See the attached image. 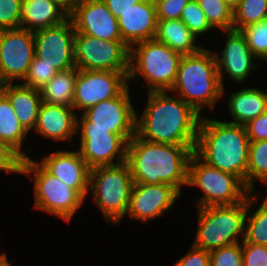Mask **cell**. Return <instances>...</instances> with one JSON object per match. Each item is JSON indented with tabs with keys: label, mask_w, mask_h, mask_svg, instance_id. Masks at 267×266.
<instances>
[{
	"label": "cell",
	"mask_w": 267,
	"mask_h": 266,
	"mask_svg": "<svg viewBox=\"0 0 267 266\" xmlns=\"http://www.w3.org/2000/svg\"><path fill=\"white\" fill-rule=\"evenodd\" d=\"M166 92H148L146 109L136 118V135L154 143L196 145L201 114Z\"/></svg>",
	"instance_id": "cell-1"
},
{
	"label": "cell",
	"mask_w": 267,
	"mask_h": 266,
	"mask_svg": "<svg viewBox=\"0 0 267 266\" xmlns=\"http://www.w3.org/2000/svg\"><path fill=\"white\" fill-rule=\"evenodd\" d=\"M195 146L154 143L135 134L128 141L126 155L133 183H165L181 193V187L188 184V164Z\"/></svg>",
	"instance_id": "cell-2"
},
{
	"label": "cell",
	"mask_w": 267,
	"mask_h": 266,
	"mask_svg": "<svg viewBox=\"0 0 267 266\" xmlns=\"http://www.w3.org/2000/svg\"><path fill=\"white\" fill-rule=\"evenodd\" d=\"M246 127L201 117L194 153L207 165L237 176L247 187Z\"/></svg>",
	"instance_id": "cell-3"
},
{
	"label": "cell",
	"mask_w": 267,
	"mask_h": 266,
	"mask_svg": "<svg viewBox=\"0 0 267 266\" xmlns=\"http://www.w3.org/2000/svg\"><path fill=\"white\" fill-rule=\"evenodd\" d=\"M171 91L177 92L199 114L206 105L213 110L224 93L214 53L202 48L194 54L182 55Z\"/></svg>",
	"instance_id": "cell-4"
},
{
	"label": "cell",
	"mask_w": 267,
	"mask_h": 266,
	"mask_svg": "<svg viewBox=\"0 0 267 266\" xmlns=\"http://www.w3.org/2000/svg\"><path fill=\"white\" fill-rule=\"evenodd\" d=\"M257 202L256 195L235 205L198 207V228L193 245L212 251L244 240L245 222L250 207Z\"/></svg>",
	"instance_id": "cell-5"
},
{
	"label": "cell",
	"mask_w": 267,
	"mask_h": 266,
	"mask_svg": "<svg viewBox=\"0 0 267 266\" xmlns=\"http://www.w3.org/2000/svg\"><path fill=\"white\" fill-rule=\"evenodd\" d=\"M181 58L180 53L155 38L135 43L130 47L128 81L140 75L148 83V92H170L177 79Z\"/></svg>",
	"instance_id": "cell-6"
},
{
	"label": "cell",
	"mask_w": 267,
	"mask_h": 266,
	"mask_svg": "<svg viewBox=\"0 0 267 266\" xmlns=\"http://www.w3.org/2000/svg\"><path fill=\"white\" fill-rule=\"evenodd\" d=\"M133 179L128 164L91 168L89 189L104 219L112 224L120 223L129 207Z\"/></svg>",
	"instance_id": "cell-7"
},
{
	"label": "cell",
	"mask_w": 267,
	"mask_h": 266,
	"mask_svg": "<svg viewBox=\"0 0 267 266\" xmlns=\"http://www.w3.org/2000/svg\"><path fill=\"white\" fill-rule=\"evenodd\" d=\"M202 192L198 207L235 205L243 202L251 192L235 175L207 165L195 153L188 164V184Z\"/></svg>",
	"instance_id": "cell-8"
},
{
	"label": "cell",
	"mask_w": 267,
	"mask_h": 266,
	"mask_svg": "<svg viewBox=\"0 0 267 266\" xmlns=\"http://www.w3.org/2000/svg\"><path fill=\"white\" fill-rule=\"evenodd\" d=\"M31 173L34 174L35 208L70 222L85 199L28 156L22 159L21 174L30 176Z\"/></svg>",
	"instance_id": "cell-9"
},
{
	"label": "cell",
	"mask_w": 267,
	"mask_h": 266,
	"mask_svg": "<svg viewBox=\"0 0 267 266\" xmlns=\"http://www.w3.org/2000/svg\"><path fill=\"white\" fill-rule=\"evenodd\" d=\"M75 66L129 74L130 47L122 40L98 39L75 31Z\"/></svg>",
	"instance_id": "cell-10"
},
{
	"label": "cell",
	"mask_w": 267,
	"mask_h": 266,
	"mask_svg": "<svg viewBox=\"0 0 267 266\" xmlns=\"http://www.w3.org/2000/svg\"><path fill=\"white\" fill-rule=\"evenodd\" d=\"M129 94L128 86L119 96L87 108L80 119L77 117V134L79 127L109 129L113 134H136L138 116Z\"/></svg>",
	"instance_id": "cell-11"
},
{
	"label": "cell",
	"mask_w": 267,
	"mask_h": 266,
	"mask_svg": "<svg viewBox=\"0 0 267 266\" xmlns=\"http://www.w3.org/2000/svg\"><path fill=\"white\" fill-rule=\"evenodd\" d=\"M35 57L57 71L75 68V30L68 17L62 23L33 32Z\"/></svg>",
	"instance_id": "cell-12"
},
{
	"label": "cell",
	"mask_w": 267,
	"mask_h": 266,
	"mask_svg": "<svg viewBox=\"0 0 267 266\" xmlns=\"http://www.w3.org/2000/svg\"><path fill=\"white\" fill-rule=\"evenodd\" d=\"M33 31L24 28L0 30V72L6 83L24 80L33 60Z\"/></svg>",
	"instance_id": "cell-13"
},
{
	"label": "cell",
	"mask_w": 267,
	"mask_h": 266,
	"mask_svg": "<svg viewBox=\"0 0 267 266\" xmlns=\"http://www.w3.org/2000/svg\"><path fill=\"white\" fill-rule=\"evenodd\" d=\"M128 83V74L122 72L78 69L73 108L85 111L101 101L119 96Z\"/></svg>",
	"instance_id": "cell-14"
},
{
	"label": "cell",
	"mask_w": 267,
	"mask_h": 266,
	"mask_svg": "<svg viewBox=\"0 0 267 266\" xmlns=\"http://www.w3.org/2000/svg\"><path fill=\"white\" fill-rule=\"evenodd\" d=\"M80 128L81 147L78 151L90 168L126 161L128 141L135 134H113L109 129ZM115 158H118L117 163L113 161Z\"/></svg>",
	"instance_id": "cell-15"
},
{
	"label": "cell",
	"mask_w": 267,
	"mask_h": 266,
	"mask_svg": "<svg viewBox=\"0 0 267 266\" xmlns=\"http://www.w3.org/2000/svg\"><path fill=\"white\" fill-rule=\"evenodd\" d=\"M68 17L78 33L98 39L122 40L117 18L103 0H80Z\"/></svg>",
	"instance_id": "cell-16"
},
{
	"label": "cell",
	"mask_w": 267,
	"mask_h": 266,
	"mask_svg": "<svg viewBox=\"0 0 267 266\" xmlns=\"http://www.w3.org/2000/svg\"><path fill=\"white\" fill-rule=\"evenodd\" d=\"M180 194L175 187L165 183H133L127 213L145 223L164 215Z\"/></svg>",
	"instance_id": "cell-17"
},
{
	"label": "cell",
	"mask_w": 267,
	"mask_h": 266,
	"mask_svg": "<svg viewBox=\"0 0 267 266\" xmlns=\"http://www.w3.org/2000/svg\"><path fill=\"white\" fill-rule=\"evenodd\" d=\"M226 43L221 57L214 53L217 63L220 83L224 89L223 74H228V78L236 83L243 82L250 72L259 65L253 59H257L250 50L245 35L241 31L234 29L224 31ZM224 70V71H223Z\"/></svg>",
	"instance_id": "cell-18"
},
{
	"label": "cell",
	"mask_w": 267,
	"mask_h": 266,
	"mask_svg": "<svg viewBox=\"0 0 267 266\" xmlns=\"http://www.w3.org/2000/svg\"><path fill=\"white\" fill-rule=\"evenodd\" d=\"M48 173L75 189L84 199L89 190L90 170L79 151L55 152L38 162Z\"/></svg>",
	"instance_id": "cell-19"
},
{
	"label": "cell",
	"mask_w": 267,
	"mask_h": 266,
	"mask_svg": "<svg viewBox=\"0 0 267 266\" xmlns=\"http://www.w3.org/2000/svg\"><path fill=\"white\" fill-rule=\"evenodd\" d=\"M119 31L129 47L140 41L154 39L157 30L156 6L145 0L120 13Z\"/></svg>",
	"instance_id": "cell-20"
},
{
	"label": "cell",
	"mask_w": 267,
	"mask_h": 266,
	"mask_svg": "<svg viewBox=\"0 0 267 266\" xmlns=\"http://www.w3.org/2000/svg\"><path fill=\"white\" fill-rule=\"evenodd\" d=\"M73 107L43 102L39 109L35 132L56 141L69 140L77 134V117Z\"/></svg>",
	"instance_id": "cell-21"
},
{
	"label": "cell",
	"mask_w": 267,
	"mask_h": 266,
	"mask_svg": "<svg viewBox=\"0 0 267 266\" xmlns=\"http://www.w3.org/2000/svg\"><path fill=\"white\" fill-rule=\"evenodd\" d=\"M2 93L9 99L20 124L29 133L35 128L42 99L40 90L21 83H6Z\"/></svg>",
	"instance_id": "cell-22"
},
{
	"label": "cell",
	"mask_w": 267,
	"mask_h": 266,
	"mask_svg": "<svg viewBox=\"0 0 267 266\" xmlns=\"http://www.w3.org/2000/svg\"><path fill=\"white\" fill-rule=\"evenodd\" d=\"M68 14L50 0H23L21 28L36 31L62 23Z\"/></svg>",
	"instance_id": "cell-23"
},
{
	"label": "cell",
	"mask_w": 267,
	"mask_h": 266,
	"mask_svg": "<svg viewBox=\"0 0 267 266\" xmlns=\"http://www.w3.org/2000/svg\"><path fill=\"white\" fill-rule=\"evenodd\" d=\"M228 108L234 118L230 123L245 126L251 120L267 111V93L250 87L239 90L230 95Z\"/></svg>",
	"instance_id": "cell-24"
},
{
	"label": "cell",
	"mask_w": 267,
	"mask_h": 266,
	"mask_svg": "<svg viewBox=\"0 0 267 266\" xmlns=\"http://www.w3.org/2000/svg\"><path fill=\"white\" fill-rule=\"evenodd\" d=\"M196 38L180 19H157L155 39L181 55L194 54L203 48L195 45Z\"/></svg>",
	"instance_id": "cell-25"
},
{
	"label": "cell",
	"mask_w": 267,
	"mask_h": 266,
	"mask_svg": "<svg viewBox=\"0 0 267 266\" xmlns=\"http://www.w3.org/2000/svg\"><path fill=\"white\" fill-rule=\"evenodd\" d=\"M27 135L28 132L17 119L9 99L0 93V142L7 144L24 159L28 155L22 151V142Z\"/></svg>",
	"instance_id": "cell-26"
},
{
	"label": "cell",
	"mask_w": 267,
	"mask_h": 266,
	"mask_svg": "<svg viewBox=\"0 0 267 266\" xmlns=\"http://www.w3.org/2000/svg\"><path fill=\"white\" fill-rule=\"evenodd\" d=\"M78 69L58 71L55 76L40 89L42 102L73 107L75 83Z\"/></svg>",
	"instance_id": "cell-27"
},
{
	"label": "cell",
	"mask_w": 267,
	"mask_h": 266,
	"mask_svg": "<svg viewBox=\"0 0 267 266\" xmlns=\"http://www.w3.org/2000/svg\"><path fill=\"white\" fill-rule=\"evenodd\" d=\"M256 180L267 183V140L249 143L247 188L251 192Z\"/></svg>",
	"instance_id": "cell-28"
},
{
	"label": "cell",
	"mask_w": 267,
	"mask_h": 266,
	"mask_svg": "<svg viewBox=\"0 0 267 266\" xmlns=\"http://www.w3.org/2000/svg\"><path fill=\"white\" fill-rule=\"evenodd\" d=\"M264 20H267V0H241L233 9L232 29L241 31Z\"/></svg>",
	"instance_id": "cell-29"
},
{
	"label": "cell",
	"mask_w": 267,
	"mask_h": 266,
	"mask_svg": "<svg viewBox=\"0 0 267 266\" xmlns=\"http://www.w3.org/2000/svg\"><path fill=\"white\" fill-rule=\"evenodd\" d=\"M245 222L244 240L242 243H254L267 246V198L259 208L251 213Z\"/></svg>",
	"instance_id": "cell-30"
},
{
	"label": "cell",
	"mask_w": 267,
	"mask_h": 266,
	"mask_svg": "<svg viewBox=\"0 0 267 266\" xmlns=\"http://www.w3.org/2000/svg\"><path fill=\"white\" fill-rule=\"evenodd\" d=\"M213 28L231 30L233 9L224 0H196Z\"/></svg>",
	"instance_id": "cell-31"
},
{
	"label": "cell",
	"mask_w": 267,
	"mask_h": 266,
	"mask_svg": "<svg viewBox=\"0 0 267 266\" xmlns=\"http://www.w3.org/2000/svg\"><path fill=\"white\" fill-rule=\"evenodd\" d=\"M253 55L267 61V20L248 25L241 30Z\"/></svg>",
	"instance_id": "cell-32"
},
{
	"label": "cell",
	"mask_w": 267,
	"mask_h": 266,
	"mask_svg": "<svg viewBox=\"0 0 267 266\" xmlns=\"http://www.w3.org/2000/svg\"><path fill=\"white\" fill-rule=\"evenodd\" d=\"M180 20L196 37L213 28L196 0H190L185 5Z\"/></svg>",
	"instance_id": "cell-33"
},
{
	"label": "cell",
	"mask_w": 267,
	"mask_h": 266,
	"mask_svg": "<svg viewBox=\"0 0 267 266\" xmlns=\"http://www.w3.org/2000/svg\"><path fill=\"white\" fill-rule=\"evenodd\" d=\"M58 71L46 63H42V59L33 57L27 76L23 80V85L40 90L44 87Z\"/></svg>",
	"instance_id": "cell-34"
},
{
	"label": "cell",
	"mask_w": 267,
	"mask_h": 266,
	"mask_svg": "<svg viewBox=\"0 0 267 266\" xmlns=\"http://www.w3.org/2000/svg\"><path fill=\"white\" fill-rule=\"evenodd\" d=\"M210 266H243L242 242L210 251Z\"/></svg>",
	"instance_id": "cell-35"
},
{
	"label": "cell",
	"mask_w": 267,
	"mask_h": 266,
	"mask_svg": "<svg viewBox=\"0 0 267 266\" xmlns=\"http://www.w3.org/2000/svg\"><path fill=\"white\" fill-rule=\"evenodd\" d=\"M23 0H0V30L21 28Z\"/></svg>",
	"instance_id": "cell-36"
},
{
	"label": "cell",
	"mask_w": 267,
	"mask_h": 266,
	"mask_svg": "<svg viewBox=\"0 0 267 266\" xmlns=\"http://www.w3.org/2000/svg\"><path fill=\"white\" fill-rule=\"evenodd\" d=\"M243 266H267V246L242 243Z\"/></svg>",
	"instance_id": "cell-37"
},
{
	"label": "cell",
	"mask_w": 267,
	"mask_h": 266,
	"mask_svg": "<svg viewBox=\"0 0 267 266\" xmlns=\"http://www.w3.org/2000/svg\"><path fill=\"white\" fill-rule=\"evenodd\" d=\"M190 0H162L156 5L157 19H180L183 8Z\"/></svg>",
	"instance_id": "cell-38"
},
{
	"label": "cell",
	"mask_w": 267,
	"mask_h": 266,
	"mask_svg": "<svg viewBox=\"0 0 267 266\" xmlns=\"http://www.w3.org/2000/svg\"><path fill=\"white\" fill-rule=\"evenodd\" d=\"M22 158L7 144L0 142V170L21 174Z\"/></svg>",
	"instance_id": "cell-39"
},
{
	"label": "cell",
	"mask_w": 267,
	"mask_h": 266,
	"mask_svg": "<svg viewBox=\"0 0 267 266\" xmlns=\"http://www.w3.org/2000/svg\"><path fill=\"white\" fill-rule=\"evenodd\" d=\"M174 266H210V251L192 245L189 252L181 257Z\"/></svg>",
	"instance_id": "cell-40"
},
{
	"label": "cell",
	"mask_w": 267,
	"mask_h": 266,
	"mask_svg": "<svg viewBox=\"0 0 267 266\" xmlns=\"http://www.w3.org/2000/svg\"><path fill=\"white\" fill-rule=\"evenodd\" d=\"M250 141L267 140V111L245 125Z\"/></svg>",
	"instance_id": "cell-41"
},
{
	"label": "cell",
	"mask_w": 267,
	"mask_h": 266,
	"mask_svg": "<svg viewBox=\"0 0 267 266\" xmlns=\"http://www.w3.org/2000/svg\"><path fill=\"white\" fill-rule=\"evenodd\" d=\"M142 1L144 0H103L117 19L120 17V13L127 11L132 8L133 5Z\"/></svg>",
	"instance_id": "cell-42"
},
{
	"label": "cell",
	"mask_w": 267,
	"mask_h": 266,
	"mask_svg": "<svg viewBox=\"0 0 267 266\" xmlns=\"http://www.w3.org/2000/svg\"><path fill=\"white\" fill-rule=\"evenodd\" d=\"M60 6L68 15L74 10L80 0H50Z\"/></svg>",
	"instance_id": "cell-43"
},
{
	"label": "cell",
	"mask_w": 267,
	"mask_h": 266,
	"mask_svg": "<svg viewBox=\"0 0 267 266\" xmlns=\"http://www.w3.org/2000/svg\"><path fill=\"white\" fill-rule=\"evenodd\" d=\"M0 266H11L5 253H3L0 257Z\"/></svg>",
	"instance_id": "cell-44"
},
{
	"label": "cell",
	"mask_w": 267,
	"mask_h": 266,
	"mask_svg": "<svg viewBox=\"0 0 267 266\" xmlns=\"http://www.w3.org/2000/svg\"><path fill=\"white\" fill-rule=\"evenodd\" d=\"M232 9H234L241 0H224Z\"/></svg>",
	"instance_id": "cell-45"
},
{
	"label": "cell",
	"mask_w": 267,
	"mask_h": 266,
	"mask_svg": "<svg viewBox=\"0 0 267 266\" xmlns=\"http://www.w3.org/2000/svg\"><path fill=\"white\" fill-rule=\"evenodd\" d=\"M5 86H6V81L3 79L1 72H0V93H2Z\"/></svg>",
	"instance_id": "cell-46"
},
{
	"label": "cell",
	"mask_w": 267,
	"mask_h": 266,
	"mask_svg": "<svg viewBox=\"0 0 267 266\" xmlns=\"http://www.w3.org/2000/svg\"><path fill=\"white\" fill-rule=\"evenodd\" d=\"M146 2L156 6L158 3H160L162 0H145Z\"/></svg>",
	"instance_id": "cell-47"
}]
</instances>
